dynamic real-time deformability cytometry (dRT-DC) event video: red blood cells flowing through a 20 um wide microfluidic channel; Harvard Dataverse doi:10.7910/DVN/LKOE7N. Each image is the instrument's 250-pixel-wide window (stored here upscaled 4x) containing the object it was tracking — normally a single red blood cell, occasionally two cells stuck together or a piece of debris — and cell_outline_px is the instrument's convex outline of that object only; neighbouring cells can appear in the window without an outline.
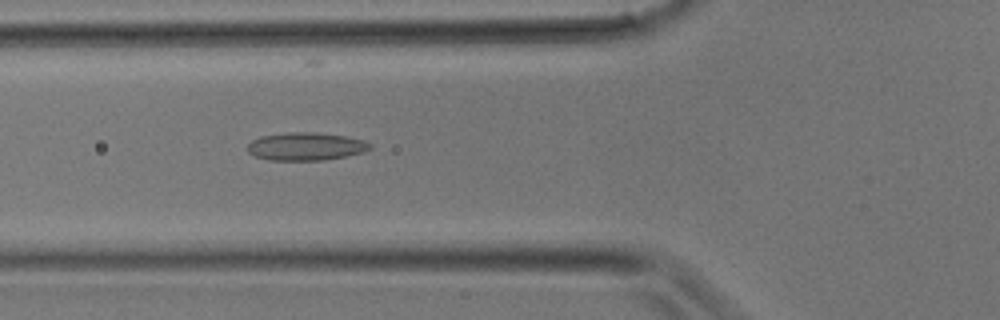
{"species": "common noctule bat (a hibernating species)", "species_latin": "Nyctalus noctula", "temperature_condition": "room temperature", "stored_images_in_passage": 9, "camera_frame_rate_fps": 3000, "um_per_image_px": 0.085, "animal": {"sex": "male", "body_mass_g": 17.9}, "frame": {"image": 1, "passage_image": 9, "time_ms": 2.667, "image_size_px": [1000, 320], "cell_outline_px": [[372, 148], [364, 152], [324, 160], [268, 160], [256, 156], [248, 152], [248, 144], [252, 140], [260, 136], [288, 132], [316, 132], [344, 136], [364, 140], [372, 144]], "centroid_in_image_um": [26.0, 12.44], "position_along_channel_um": 99.8, "area_um2": 19.94}}